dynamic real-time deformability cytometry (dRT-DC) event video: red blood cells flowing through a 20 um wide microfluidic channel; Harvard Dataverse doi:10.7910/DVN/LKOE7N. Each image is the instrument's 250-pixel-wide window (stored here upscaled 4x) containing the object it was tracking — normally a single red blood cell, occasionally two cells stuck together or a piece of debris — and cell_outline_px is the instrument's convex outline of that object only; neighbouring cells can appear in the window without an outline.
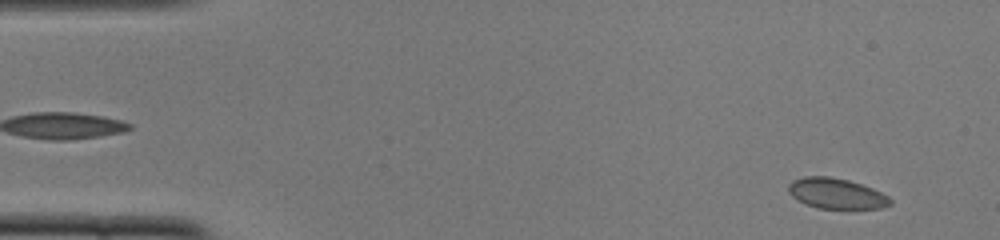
{"species": "common noctule bat (a hibernating species)", "species_latin": "Nyctalus noctula", "temperature_condition": "cold", "stored_images_in_passage": 52, "camera_frame_rate_fps": 3000, "um_per_image_px": 0.085, "animal": {"sex": "female", "body_mass_g": 22.0, "forearm_length_mm": 56.7}, "frame": {"image": 1, "passage_image": 4, "time_ms": 1.0, "image_size_px": [1000, 240], "cell_outline_px": [[892, 204], [880, 208], [816, 208], [796, 200], [788, 192], [788, 184], [792, 180], [804, 176], [828, 176], [848, 180], [872, 188], [888, 196], [892, 200]], "centroid_in_image_um": [71.05, 16.44], "position_along_channel_um": 14.0, "area_um2": 18.09}}
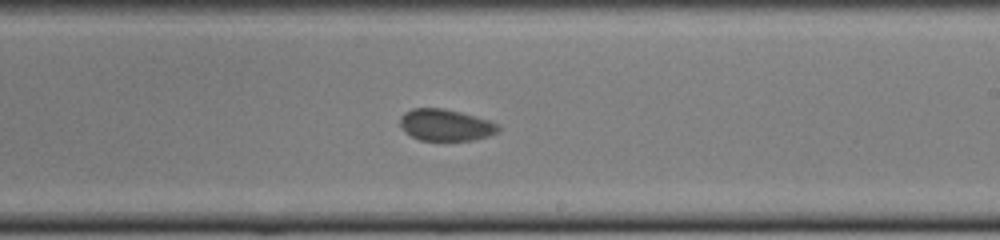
{"frame": {"image": 2, "passage_image": 31, "time_ms": 10.0, "image_size_px": [1000, 240], "cell_outline_px": [[500, 128], [496, 132], [488, 136], [472, 140], [420, 140], [404, 132], [400, 124], [400, 116], [404, 112], [412, 108], [444, 108], [460, 112], [488, 120], [500, 124]], "centroid_in_image_um": [37.85, 10.62], "position_along_channel_um": 251.1, "area_um2": 18.09}}
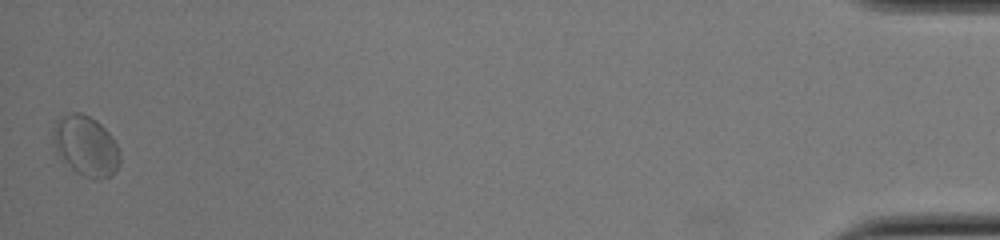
{"frame": {"image": 3, "passage_image": 52, "time_ms": 17.0, "image_size_px": [1000, 240], "cell_outline_px": [[120, 164], [108, 176], [96, 180], [84, 176], [76, 172], [56, 152], [52, 136], [56, 120], [72, 112], [80, 112], [96, 120], [112, 136], [120, 152]], "centroid_in_image_um": [7.3, 12.39], "position_along_channel_um": 427.9, "area_um2": 23.12}, "authors_computed_cell_mechanics": {"area_um2": 18.2359, "velocity_mm_per_s": 3.8297, "shape_relaxation_time_tau1_ms": 2.0747, "shape_relaxation_time_tau2_ms": null, "deformation_change_tau1": 0.0417, "deformation_change_tau2": null}}